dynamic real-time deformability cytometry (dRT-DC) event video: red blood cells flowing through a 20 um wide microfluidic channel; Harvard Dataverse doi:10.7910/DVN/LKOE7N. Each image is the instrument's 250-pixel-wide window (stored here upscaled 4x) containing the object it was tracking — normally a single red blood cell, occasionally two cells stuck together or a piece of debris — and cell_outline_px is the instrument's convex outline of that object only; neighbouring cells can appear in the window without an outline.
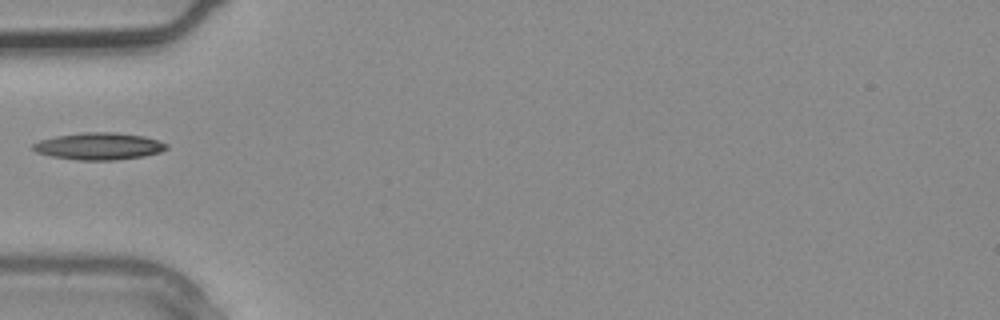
{"species": "common noctule bat (a hibernating species)", "species_latin": "Nyctalus noctula", "temperature_condition": "warm", "stored_images_in_passage": 1, "camera_frame_rate_fps": 3000, "um_per_image_px": 0.085, "animal": {"sex": "male", "body_mass_g": 20.4}, "frame": {"image": 1, "passage_image": 1, "time_ms": 0.0, "image_size_px": [1000, 320], "cell_outline_px": [[168, 148], [160, 152], [144, 156], [116, 160], [76, 160], [52, 156], [36, 152], [32, 148], [32, 144], [40, 140], [56, 136], [84, 132], [116, 132], [144, 136], [160, 140], [168, 144]], "centroid_in_image_um": [8.44, 12.42], "position_along_channel_um": 76.6, "area_um2": 21.15}}